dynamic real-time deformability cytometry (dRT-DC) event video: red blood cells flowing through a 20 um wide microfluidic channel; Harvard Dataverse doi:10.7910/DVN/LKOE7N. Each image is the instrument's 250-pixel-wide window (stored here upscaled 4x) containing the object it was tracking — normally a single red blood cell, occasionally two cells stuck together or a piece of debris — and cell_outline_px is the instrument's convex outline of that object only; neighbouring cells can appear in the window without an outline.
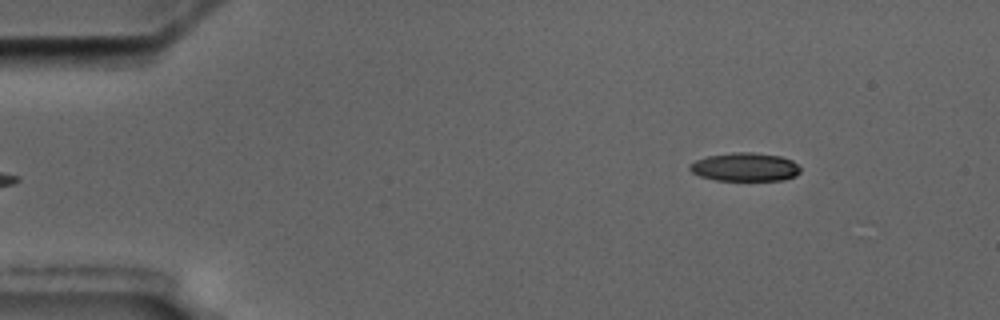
{"species": "common noctule bat (a hibernating species)", "species_latin": "Nyctalus noctula", "temperature_condition": "cold", "stored_images_in_passage": 6, "segment_of_instrument_passage": [2, 2], "camera_frame_rate_fps": 3000, "um_per_image_px": 0.085, "animal": {"sex": "male", "body_mass_g": 17.5, "forearm_length_mm": 52.3}, "frame": {"image": 1, "passage_image": 6, "time_ms": 5.667, "image_size_px": [1000, 320], "cell_outline_px": [[800, 172], [796, 176], [784, 180], [716, 180], [700, 176], [692, 172], [688, 168], [688, 164], [696, 160], [708, 156], [736, 152], [752, 152], [780, 156], [792, 160], [800, 168]], "centroid_in_image_um": [63.32, 14.2], "position_along_channel_um": 21.7, "area_um2": 18.32}}